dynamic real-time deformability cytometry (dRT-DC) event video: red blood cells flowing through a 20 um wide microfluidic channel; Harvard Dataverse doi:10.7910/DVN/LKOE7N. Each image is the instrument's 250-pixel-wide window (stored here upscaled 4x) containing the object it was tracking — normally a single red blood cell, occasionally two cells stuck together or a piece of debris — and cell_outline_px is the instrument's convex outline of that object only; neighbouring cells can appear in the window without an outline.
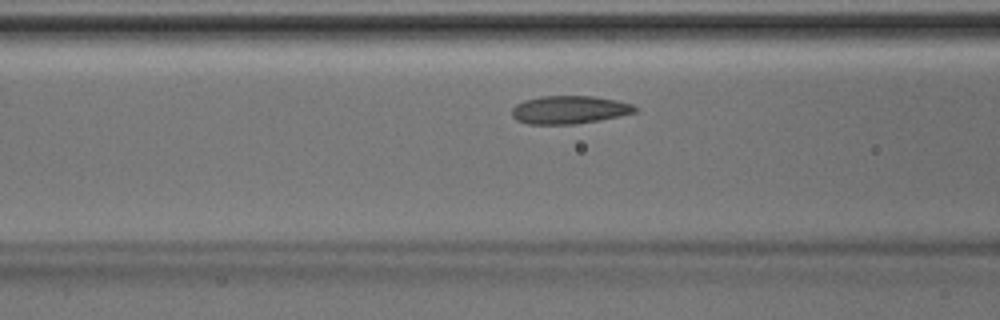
{"species": "Egyptian fruit bat (a non-hibernating species)", "species_latin": "Rousettus aegyptiacus", "temperature_condition": "room temperature", "stored_images_in_passage": 17, "camera_frame_rate_fps": 3000, "um_per_image_px": 0.085, "animal": {"sex": "male"}, "frame": {"image": 1, "passage_image": 15, "time_ms": 4.667, "image_size_px": [1000, 320], "cell_outline_px": [[640, 108], [636, 112], [620, 116], [600, 120], [572, 124], [528, 124], [516, 120], [512, 116], [512, 108], [516, 104], [524, 100], [540, 96], [596, 96], [616, 100], [632, 104]], "centroid_in_image_um": [48.41, 9.32], "position_along_channel_um": 118.2, "area_um2": 20.29}}